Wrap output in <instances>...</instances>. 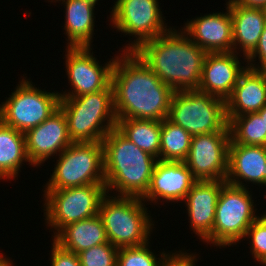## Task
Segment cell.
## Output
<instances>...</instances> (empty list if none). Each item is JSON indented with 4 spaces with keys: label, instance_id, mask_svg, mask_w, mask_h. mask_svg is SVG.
Wrapping results in <instances>:
<instances>
[{
    "label": "cell",
    "instance_id": "obj_15",
    "mask_svg": "<svg viewBox=\"0 0 266 266\" xmlns=\"http://www.w3.org/2000/svg\"><path fill=\"white\" fill-rule=\"evenodd\" d=\"M239 59L235 52L206 53L198 91L226 101L247 68Z\"/></svg>",
    "mask_w": 266,
    "mask_h": 266
},
{
    "label": "cell",
    "instance_id": "obj_25",
    "mask_svg": "<svg viewBox=\"0 0 266 266\" xmlns=\"http://www.w3.org/2000/svg\"><path fill=\"white\" fill-rule=\"evenodd\" d=\"M162 121L117 119L116 128L138 148L159 160Z\"/></svg>",
    "mask_w": 266,
    "mask_h": 266
},
{
    "label": "cell",
    "instance_id": "obj_12",
    "mask_svg": "<svg viewBox=\"0 0 266 266\" xmlns=\"http://www.w3.org/2000/svg\"><path fill=\"white\" fill-rule=\"evenodd\" d=\"M90 47H67L65 54L66 73L72 92L59 93L60 97H78L98 92L111 84V75L116 57L105 65L93 56Z\"/></svg>",
    "mask_w": 266,
    "mask_h": 266
},
{
    "label": "cell",
    "instance_id": "obj_35",
    "mask_svg": "<svg viewBox=\"0 0 266 266\" xmlns=\"http://www.w3.org/2000/svg\"><path fill=\"white\" fill-rule=\"evenodd\" d=\"M0 254V266H13V262L10 261L7 257Z\"/></svg>",
    "mask_w": 266,
    "mask_h": 266
},
{
    "label": "cell",
    "instance_id": "obj_32",
    "mask_svg": "<svg viewBox=\"0 0 266 266\" xmlns=\"http://www.w3.org/2000/svg\"><path fill=\"white\" fill-rule=\"evenodd\" d=\"M256 57H258L260 64H255ZM255 59V60H254ZM246 66L254 70L266 71V26L262 32L259 42L254 51L246 58ZM254 63V64H253ZM260 65V66H259Z\"/></svg>",
    "mask_w": 266,
    "mask_h": 266
},
{
    "label": "cell",
    "instance_id": "obj_3",
    "mask_svg": "<svg viewBox=\"0 0 266 266\" xmlns=\"http://www.w3.org/2000/svg\"><path fill=\"white\" fill-rule=\"evenodd\" d=\"M107 193L143 198L158 159L138 148L116 127L101 141Z\"/></svg>",
    "mask_w": 266,
    "mask_h": 266
},
{
    "label": "cell",
    "instance_id": "obj_27",
    "mask_svg": "<svg viewBox=\"0 0 266 266\" xmlns=\"http://www.w3.org/2000/svg\"><path fill=\"white\" fill-rule=\"evenodd\" d=\"M227 121L233 143L266 147V124L258 112L227 117Z\"/></svg>",
    "mask_w": 266,
    "mask_h": 266
},
{
    "label": "cell",
    "instance_id": "obj_36",
    "mask_svg": "<svg viewBox=\"0 0 266 266\" xmlns=\"http://www.w3.org/2000/svg\"><path fill=\"white\" fill-rule=\"evenodd\" d=\"M261 116V119H264V123L266 124V105L258 111Z\"/></svg>",
    "mask_w": 266,
    "mask_h": 266
},
{
    "label": "cell",
    "instance_id": "obj_22",
    "mask_svg": "<svg viewBox=\"0 0 266 266\" xmlns=\"http://www.w3.org/2000/svg\"><path fill=\"white\" fill-rule=\"evenodd\" d=\"M66 7L65 33L67 47H90L94 36V8L99 0H57Z\"/></svg>",
    "mask_w": 266,
    "mask_h": 266
},
{
    "label": "cell",
    "instance_id": "obj_24",
    "mask_svg": "<svg viewBox=\"0 0 266 266\" xmlns=\"http://www.w3.org/2000/svg\"><path fill=\"white\" fill-rule=\"evenodd\" d=\"M23 162H29L25 133L6 125L0 119V179H15Z\"/></svg>",
    "mask_w": 266,
    "mask_h": 266
},
{
    "label": "cell",
    "instance_id": "obj_20",
    "mask_svg": "<svg viewBox=\"0 0 266 266\" xmlns=\"http://www.w3.org/2000/svg\"><path fill=\"white\" fill-rule=\"evenodd\" d=\"M266 105V71L247 67L225 101L226 117L255 113Z\"/></svg>",
    "mask_w": 266,
    "mask_h": 266
},
{
    "label": "cell",
    "instance_id": "obj_17",
    "mask_svg": "<svg viewBox=\"0 0 266 266\" xmlns=\"http://www.w3.org/2000/svg\"><path fill=\"white\" fill-rule=\"evenodd\" d=\"M197 182L187 165L182 161L158 160L144 202L156 204L162 201H183L191 187ZM147 200V201H146ZM157 201V202H156Z\"/></svg>",
    "mask_w": 266,
    "mask_h": 266
},
{
    "label": "cell",
    "instance_id": "obj_19",
    "mask_svg": "<svg viewBox=\"0 0 266 266\" xmlns=\"http://www.w3.org/2000/svg\"><path fill=\"white\" fill-rule=\"evenodd\" d=\"M225 181L238 187H245L244 181L266 186V147L235 144L230 140Z\"/></svg>",
    "mask_w": 266,
    "mask_h": 266
},
{
    "label": "cell",
    "instance_id": "obj_23",
    "mask_svg": "<svg viewBox=\"0 0 266 266\" xmlns=\"http://www.w3.org/2000/svg\"><path fill=\"white\" fill-rule=\"evenodd\" d=\"M53 237L52 240L60 247L77 255L84 250L108 242L99 214L68 224Z\"/></svg>",
    "mask_w": 266,
    "mask_h": 266
},
{
    "label": "cell",
    "instance_id": "obj_37",
    "mask_svg": "<svg viewBox=\"0 0 266 266\" xmlns=\"http://www.w3.org/2000/svg\"><path fill=\"white\" fill-rule=\"evenodd\" d=\"M265 225H266V213L263 215L261 214V217H258Z\"/></svg>",
    "mask_w": 266,
    "mask_h": 266
},
{
    "label": "cell",
    "instance_id": "obj_13",
    "mask_svg": "<svg viewBox=\"0 0 266 266\" xmlns=\"http://www.w3.org/2000/svg\"><path fill=\"white\" fill-rule=\"evenodd\" d=\"M230 131L194 135L184 163L197 180H226Z\"/></svg>",
    "mask_w": 266,
    "mask_h": 266
},
{
    "label": "cell",
    "instance_id": "obj_34",
    "mask_svg": "<svg viewBox=\"0 0 266 266\" xmlns=\"http://www.w3.org/2000/svg\"><path fill=\"white\" fill-rule=\"evenodd\" d=\"M197 260L198 259L185 257L177 266H195V262H197Z\"/></svg>",
    "mask_w": 266,
    "mask_h": 266
},
{
    "label": "cell",
    "instance_id": "obj_11",
    "mask_svg": "<svg viewBox=\"0 0 266 266\" xmlns=\"http://www.w3.org/2000/svg\"><path fill=\"white\" fill-rule=\"evenodd\" d=\"M159 0H117L111 8L112 26L125 35L133 36L122 51H134L143 42L161 36L171 29L159 7ZM164 19V20H163Z\"/></svg>",
    "mask_w": 266,
    "mask_h": 266
},
{
    "label": "cell",
    "instance_id": "obj_28",
    "mask_svg": "<svg viewBox=\"0 0 266 266\" xmlns=\"http://www.w3.org/2000/svg\"><path fill=\"white\" fill-rule=\"evenodd\" d=\"M192 137L168 118L162 120L159 160L184 162L189 154Z\"/></svg>",
    "mask_w": 266,
    "mask_h": 266
},
{
    "label": "cell",
    "instance_id": "obj_2",
    "mask_svg": "<svg viewBox=\"0 0 266 266\" xmlns=\"http://www.w3.org/2000/svg\"><path fill=\"white\" fill-rule=\"evenodd\" d=\"M134 52L175 92L198 90L206 52L183 31L171 28Z\"/></svg>",
    "mask_w": 266,
    "mask_h": 266
},
{
    "label": "cell",
    "instance_id": "obj_21",
    "mask_svg": "<svg viewBox=\"0 0 266 266\" xmlns=\"http://www.w3.org/2000/svg\"><path fill=\"white\" fill-rule=\"evenodd\" d=\"M226 4L232 19L233 52L238 54L240 49L246 59L254 51L264 31L266 11L264 8L245 7L230 1Z\"/></svg>",
    "mask_w": 266,
    "mask_h": 266
},
{
    "label": "cell",
    "instance_id": "obj_4",
    "mask_svg": "<svg viewBox=\"0 0 266 266\" xmlns=\"http://www.w3.org/2000/svg\"><path fill=\"white\" fill-rule=\"evenodd\" d=\"M60 98L72 142H101L116 127L112 84L98 92Z\"/></svg>",
    "mask_w": 266,
    "mask_h": 266
},
{
    "label": "cell",
    "instance_id": "obj_14",
    "mask_svg": "<svg viewBox=\"0 0 266 266\" xmlns=\"http://www.w3.org/2000/svg\"><path fill=\"white\" fill-rule=\"evenodd\" d=\"M26 152L32 166L43 164L51 156L60 155L71 141L67 120L59 108L49 118L25 133Z\"/></svg>",
    "mask_w": 266,
    "mask_h": 266
},
{
    "label": "cell",
    "instance_id": "obj_8",
    "mask_svg": "<svg viewBox=\"0 0 266 266\" xmlns=\"http://www.w3.org/2000/svg\"><path fill=\"white\" fill-rule=\"evenodd\" d=\"M58 156L45 190L105 184L102 142H73Z\"/></svg>",
    "mask_w": 266,
    "mask_h": 266
},
{
    "label": "cell",
    "instance_id": "obj_31",
    "mask_svg": "<svg viewBox=\"0 0 266 266\" xmlns=\"http://www.w3.org/2000/svg\"><path fill=\"white\" fill-rule=\"evenodd\" d=\"M51 249V266H81L76 253L63 249L54 241Z\"/></svg>",
    "mask_w": 266,
    "mask_h": 266
},
{
    "label": "cell",
    "instance_id": "obj_7",
    "mask_svg": "<svg viewBox=\"0 0 266 266\" xmlns=\"http://www.w3.org/2000/svg\"><path fill=\"white\" fill-rule=\"evenodd\" d=\"M168 119L192 136L230 131L225 101L198 90L174 92Z\"/></svg>",
    "mask_w": 266,
    "mask_h": 266
},
{
    "label": "cell",
    "instance_id": "obj_16",
    "mask_svg": "<svg viewBox=\"0 0 266 266\" xmlns=\"http://www.w3.org/2000/svg\"><path fill=\"white\" fill-rule=\"evenodd\" d=\"M226 12L210 13L187 21L181 30L206 53L233 52L232 19Z\"/></svg>",
    "mask_w": 266,
    "mask_h": 266
},
{
    "label": "cell",
    "instance_id": "obj_33",
    "mask_svg": "<svg viewBox=\"0 0 266 266\" xmlns=\"http://www.w3.org/2000/svg\"><path fill=\"white\" fill-rule=\"evenodd\" d=\"M232 4L245 7L266 8V0H229Z\"/></svg>",
    "mask_w": 266,
    "mask_h": 266
},
{
    "label": "cell",
    "instance_id": "obj_1",
    "mask_svg": "<svg viewBox=\"0 0 266 266\" xmlns=\"http://www.w3.org/2000/svg\"><path fill=\"white\" fill-rule=\"evenodd\" d=\"M113 65L117 119L162 121L168 118L174 90L164 84L134 51H121Z\"/></svg>",
    "mask_w": 266,
    "mask_h": 266
},
{
    "label": "cell",
    "instance_id": "obj_18",
    "mask_svg": "<svg viewBox=\"0 0 266 266\" xmlns=\"http://www.w3.org/2000/svg\"><path fill=\"white\" fill-rule=\"evenodd\" d=\"M225 183V180H197L183 200L191 229L203 241L212 233L217 201Z\"/></svg>",
    "mask_w": 266,
    "mask_h": 266
},
{
    "label": "cell",
    "instance_id": "obj_9",
    "mask_svg": "<svg viewBox=\"0 0 266 266\" xmlns=\"http://www.w3.org/2000/svg\"><path fill=\"white\" fill-rule=\"evenodd\" d=\"M44 214L54 236L66 225L99 214L100 203L107 194L105 184L44 190Z\"/></svg>",
    "mask_w": 266,
    "mask_h": 266
},
{
    "label": "cell",
    "instance_id": "obj_5",
    "mask_svg": "<svg viewBox=\"0 0 266 266\" xmlns=\"http://www.w3.org/2000/svg\"><path fill=\"white\" fill-rule=\"evenodd\" d=\"M109 195L99 208L108 241L118 249L148 243L154 224L142 198Z\"/></svg>",
    "mask_w": 266,
    "mask_h": 266
},
{
    "label": "cell",
    "instance_id": "obj_6",
    "mask_svg": "<svg viewBox=\"0 0 266 266\" xmlns=\"http://www.w3.org/2000/svg\"><path fill=\"white\" fill-rule=\"evenodd\" d=\"M246 187L228 183L222 186L215 213L212 233L204 240L207 244L227 247L244 240L246 231L259 217L252 194Z\"/></svg>",
    "mask_w": 266,
    "mask_h": 266
},
{
    "label": "cell",
    "instance_id": "obj_26",
    "mask_svg": "<svg viewBox=\"0 0 266 266\" xmlns=\"http://www.w3.org/2000/svg\"><path fill=\"white\" fill-rule=\"evenodd\" d=\"M149 248L148 242L141 246L118 249L117 266H177L185 257L197 258L196 254H190L186 251L184 253L182 250L172 254L162 252L160 258H157Z\"/></svg>",
    "mask_w": 266,
    "mask_h": 266
},
{
    "label": "cell",
    "instance_id": "obj_29",
    "mask_svg": "<svg viewBox=\"0 0 266 266\" xmlns=\"http://www.w3.org/2000/svg\"><path fill=\"white\" fill-rule=\"evenodd\" d=\"M116 248L109 241L84 250L78 254L81 266H117Z\"/></svg>",
    "mask_w": 266,
    "mask_h": 266
},
{
    "label": "cell",
    "instance_id": "obj_30",
    "mask_svg": "<svg viewBox=\"0 0 266 266\" xmlns=\"http://www.w3.org/2000/svg\"><path fill=\"white\" fill-rule=\"evenodd\" d=\"M251 239L252 257L259 264L266 265V225L257 218L248 228L244 238Z\"/></svg>",
    "mask_w": 266,
    "mask_h": 266
},
{
    "label": "cell",
    "instance_id": "obj_10",
    "mask_svg": "<svg viewBox=\"0 0 266 266\" xmlns=\"http://www.w3.org/2000/svg\"><path fill=\"white\" fill-rule=\"evenodd\" d=\"M5 102L0 104V119L22 133L38 126L60 106L59 92L37 89L32 81L22 78Z\"/></svg>",
    "mask_w": 266,
    "mask_h": 266
}]
</instances>
